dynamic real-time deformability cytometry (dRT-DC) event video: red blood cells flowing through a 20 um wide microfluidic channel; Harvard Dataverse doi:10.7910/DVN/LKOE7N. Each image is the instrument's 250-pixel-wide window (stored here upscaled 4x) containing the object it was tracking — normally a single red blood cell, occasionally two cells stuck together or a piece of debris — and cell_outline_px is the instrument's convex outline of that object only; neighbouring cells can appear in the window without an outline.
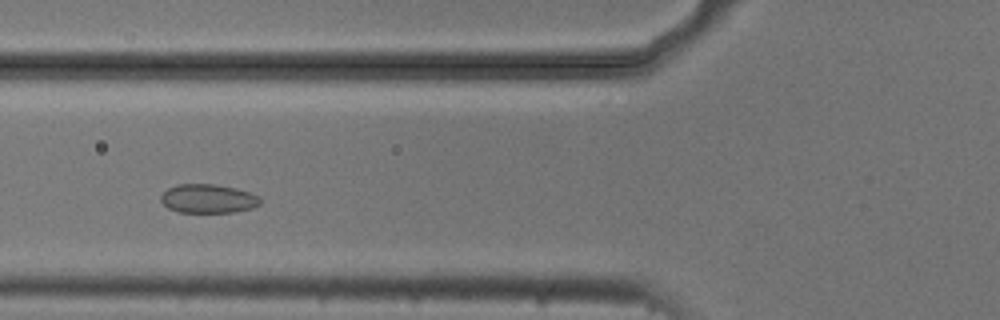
{"species": "common noctule bat (a hibernating species)", "species_latin": "Nyctalus noctula", "temperature_condition": "cold", "stored_images_in_passage": 42, "camera_frame_rate_fps": 3000, "um_per_image_px": 0.085, "animal": {"sex": "male", "body_mass_g": 20.5, "forearm_length_mm": 52.5}, "frame": {"image": 1, "passage_image": 11, "time_ms": 3.333, "image_size_px": [1000, 320], "cell_outline_px": [[260, 204], [252, 208], [236, 212], [180, 212], [168, 208], [160, 200], [160, 196], [168, 188], [176, 184], [212, 184], [236, 188], [260, 196]], "centroid_in_image_um": [17.69, 16.88], "position_along_channel_um": 108.1, "area_um2": 16.7}}
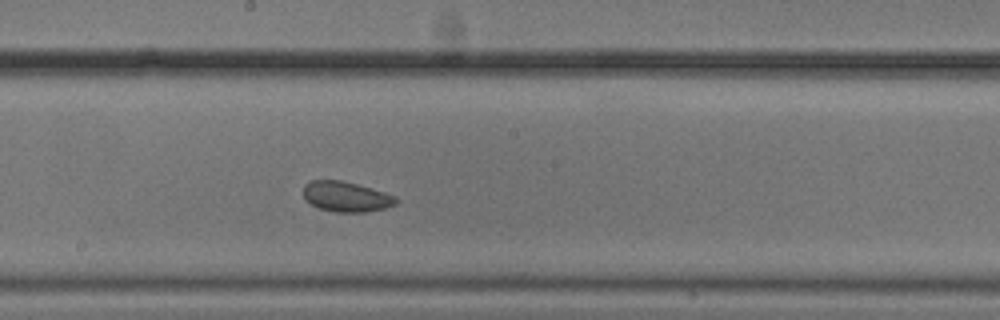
{"frame": {"image": 2, "passage_image": 20, "time_ms": 6.333, "image_size_px": [1000, 320], "cell_outline_px": [[396, 204], [384, 208], [368, 212], [336, 212], [320, 208], [304, 200], [304, 184], [312, 180], [340, 180], [356, 184], [384, 192], [396, 196]], "centroid_in_image_um": [29.4, 16.72], "position_along_channel_um": 218.8, "area_um2": 16.18}}
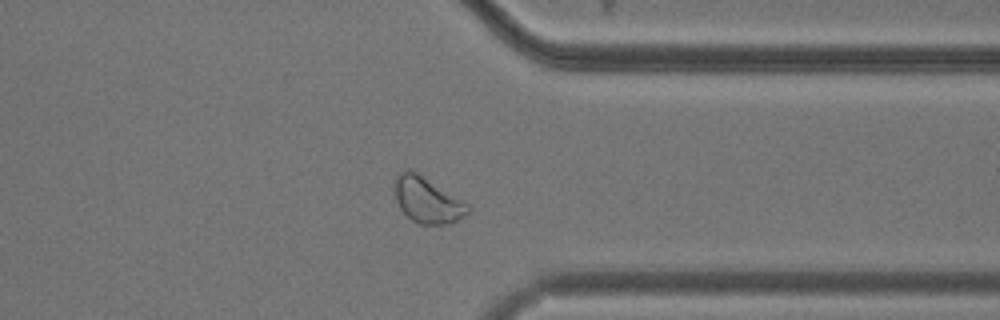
{"frame": {"image": 3, "passage_image": 33, "time_ms": 10.667, "image_size_px": [1000, 320], "cell_outline_px": [[472, 208], [464, 216], [452, 224], [420, 224], [412, 220], [400, 208], [396, 200], [396, 176], [400, 172], [408, 168], [412, 168], [464, 200]], "centroid_in_image_um": [36.37, 16.98], "position_along_channel_um": 375.0, "area_um2": 19.77}, "authors_computed_cell_mechanics": {"area_um2": 17.1088, "velocity_mm_per_s": 3.681, "shape_relaxation_time_tau1_ms": 2.973, "shape_relaxation_time_tau2_ms": 4.8823, "deformation_change_tau1": 0.0337, "deformation_change_tau2": 0.0626}}